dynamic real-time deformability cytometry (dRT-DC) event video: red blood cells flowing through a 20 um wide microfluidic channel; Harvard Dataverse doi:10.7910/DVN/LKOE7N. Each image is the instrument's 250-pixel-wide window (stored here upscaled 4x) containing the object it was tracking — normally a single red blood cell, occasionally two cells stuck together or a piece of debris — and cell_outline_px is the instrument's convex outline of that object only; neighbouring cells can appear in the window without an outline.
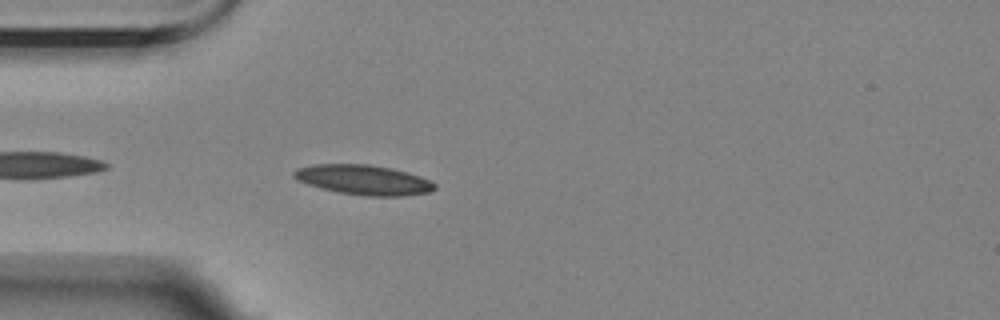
{"species": "Egyptian fruit bat (a non-hibernating species)", "species_latin": "Rousettus aegyptiacus", "temperature_condition": "room temperature", "stored_images_in_passage": 39, "camera_frame_rate_fps": 3000, "um_per_image_px": 0.085, "animal": {"sex": "female"}, "frame": {"image": 1, "passage_image": 3, "time_ms": 0.667, "image_size_px": [1000, 320], "cell_outline_px": [[436, 188], [428, 192], [404, 196], [364, 196], [340, 192], [320, 188], [296, 180], [292, 176], [292, 172], [300, 168], [316, 164], [368, 164], [392, 168], [420, 176], [436, 184]], "centroid_in_image_um": [30.9, 15.29], "position_along_channel_um": 54.1, "area_um2": 24.39}}
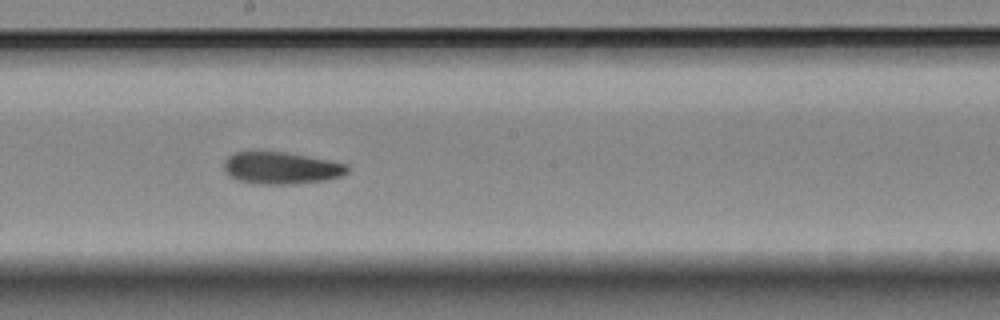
{"frame": {"image": 2, "passage_image": 18, "time_ms": 5.667, "image_size_px": [1000, 320], "cell_outline_px": [[348, 172], [340, 176], [324, 180], [292, 184], [260, 184], [236, 180], [228, 176], [224, 172], [224, 160], [232, 152], [288, 152], [348, 164]], "centroid_in_image_um": [23.86, 14.28], "position_along_channel_um": 224.3, "area_um2": 23.12}}
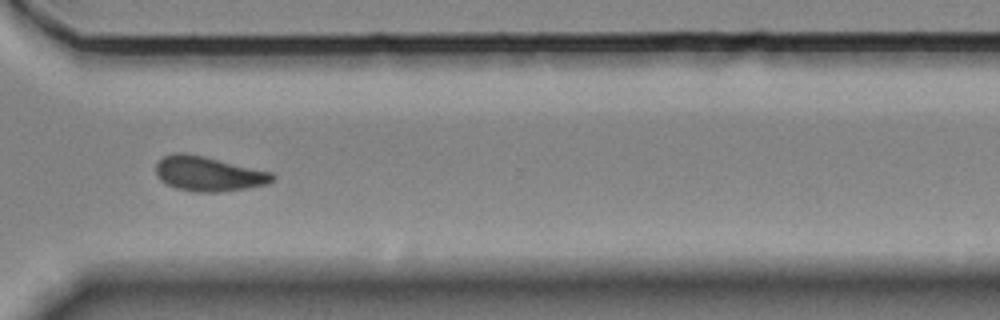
{"frame": {"image": 3, "passage_image": 29, "time_ms": 9.333, "image_size_px": [1000, 320], "cell_outline_px": [[276, 176], [268, 184], [248, 188], [220, 192], [192, 192], [176, 188], [160, 180], [156, 176], [156, 164], [164, 156], [176, 152], [180, 152], [204, 156], [272, 172]], "centroid_in_image_um": [17.72, 14.78], "position_along_channel_um": 352.9, "area_um2": 23.64}, "authors_computed_cell_mechanics": {"area_um2": 23.12, "velocity_mm_per_s": 3.5102, "shape_relaxation_time_tau1_ms": 9.4673, "shape_relaxation_time_tau2_ms": 11.0353, "deformation_change_tau1": 0.203, "deformation_change_tau2": 0.158}}